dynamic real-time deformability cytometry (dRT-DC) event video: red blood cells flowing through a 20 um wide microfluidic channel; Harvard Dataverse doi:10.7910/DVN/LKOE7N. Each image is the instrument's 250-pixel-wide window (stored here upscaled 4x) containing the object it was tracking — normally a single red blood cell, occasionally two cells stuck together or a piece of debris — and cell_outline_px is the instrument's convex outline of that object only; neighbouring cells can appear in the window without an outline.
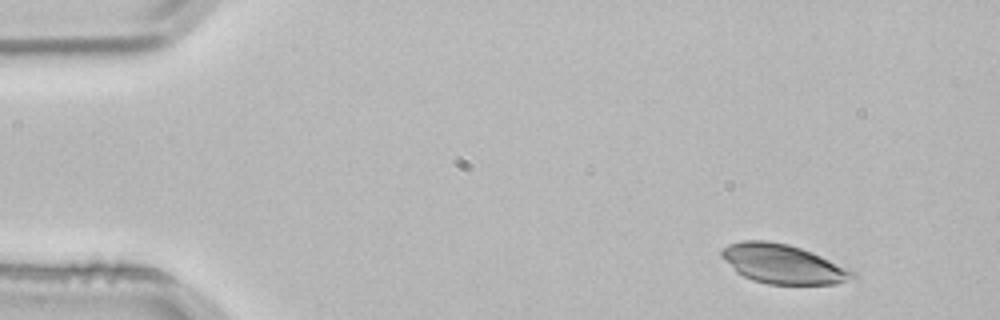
{"species": "common noctule bat (a hibernating species)", "species_latin": "Nyctalus noctula", "temperature_condition": "room temperature", "stored_images_in_passage": 3, "camera_frame_rate_fps": 3000, "um_per_image_px": 0.085, "animal": {"sex": "male", "body_mass_g": 21.5, "forearm_length_mm": 52.0}, "frame": {"image": 1, "passage_image": 1, "time_ms": 0.0, "image_size_px": [1000, 320], "cell_outline_px": [[860, 276], [836, 284], [768, 284], [752, 280], [736, 272], [720, 256], [720, 252], [728, 244], [744, 240], [768, 240], [788, 244], [812, 252], [848, 268], [856, 272]], "centroid_in_image_um": [66.55, 22.44], "position_along_channel_um": 18.4, "area_um2": 30.06}}
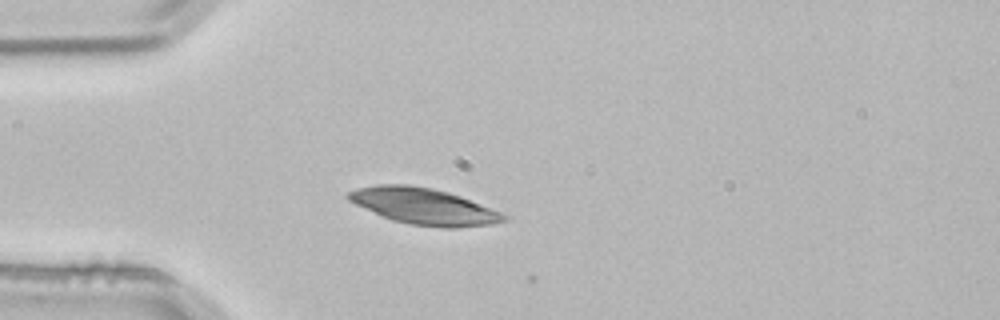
{"frame": {"image": 2, "passage_image": 2, "time_ms": 0.333, "image_size_px": [1000, 320], "cell_outline_px": [[508, 220], [492, 224], [456, 228], [444, 228], [408, 224], [392, 220], [380, 216], [348, 200], [344, 196], [348, 192], [356, 188], [376, 184], [408, 184], [432, 188], [448, 192], [460, 196], [500, 212], [508, 216]], "centroid_in_image_um": [35.99, 17.53], "position_along_channel_um": 49.0, "area_um2": 33.0}}